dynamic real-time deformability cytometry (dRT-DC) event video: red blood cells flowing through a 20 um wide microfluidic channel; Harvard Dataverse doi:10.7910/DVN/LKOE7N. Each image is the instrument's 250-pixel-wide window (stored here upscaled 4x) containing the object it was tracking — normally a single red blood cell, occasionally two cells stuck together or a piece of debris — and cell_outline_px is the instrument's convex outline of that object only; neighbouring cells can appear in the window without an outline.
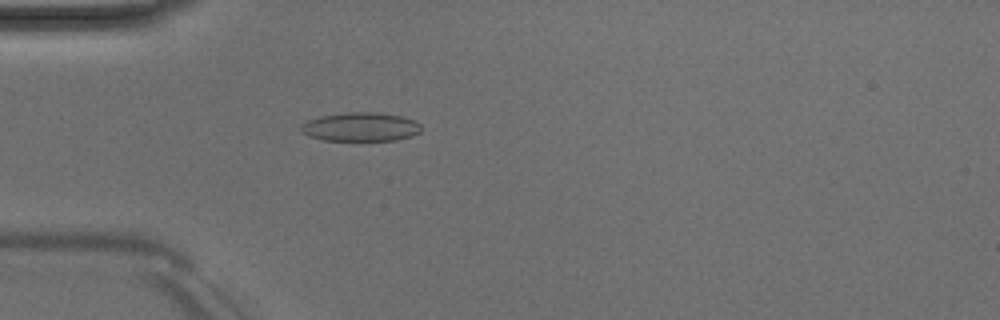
{"species": "Egyptian fruit bat (a non-hibernating species)", "species_latin": "Rousettus aegyptiacus", "temperature_condition": "room temperature", "stored_images_in_passage": 51, "camera_frame_rate_fps": 3000, "um_per_image_px": 0.085, "animal": {"sex": "male"}, "frame": {"image": 1, "passage_image": 15, "time_ms": 4.667, "image_size_px": [1000, 320], "cell_outline_px": [[420, 132], [412, 136], [396, 140], [324, 140], [308, 136], [300, 132], [300, 124], [308, 120], [320, 116], [348, 112], [376, 112], [400, 116], [412, 120], [420, 124]], "centroid_in_image_um": [30.61, 10.78], "position_along_channel_um": 54.4, "area_um2": 20.17}}
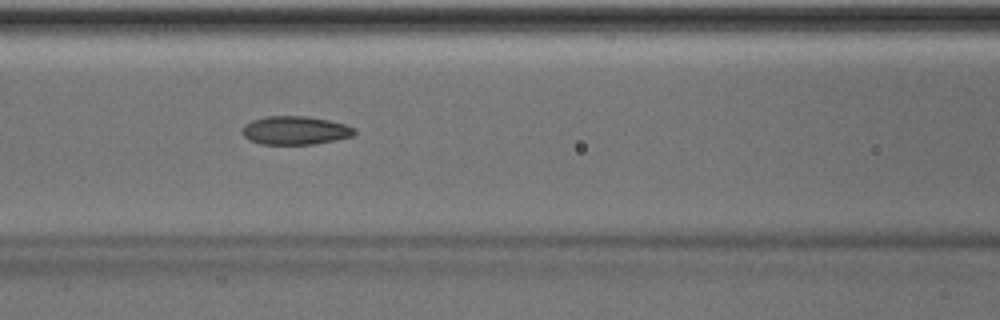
{"frame": {"image": 2, "passage_image": 22, "time_ms": 7.0, "image_size_px": [1000, 320], "cell_outline_px": [[356, 132], [352, 136], [336, 140], [316, 144], [260, 144], [248, 140], [244, 136], [244, 124], [252, 120], [264, 116], [308, 116], [328, 120], [344, 124], [356, 128]], "centroid_in_image_um": [25.1, 11.08], "position_along_channel_um": 141.5, "area_um2": 18.67}, "authors_computed_cell_mechanics": {"area_um2": 18.9584, "velocity_mm_per_s": 4.0346, "shape_relaxation_time_tau1_ms": 9.0841, "shape_relaxation_time_tau2_ms": 3.7035, "deformation_change_tau1": 0.1662, "deformation_change_tau2": 0.1048}}